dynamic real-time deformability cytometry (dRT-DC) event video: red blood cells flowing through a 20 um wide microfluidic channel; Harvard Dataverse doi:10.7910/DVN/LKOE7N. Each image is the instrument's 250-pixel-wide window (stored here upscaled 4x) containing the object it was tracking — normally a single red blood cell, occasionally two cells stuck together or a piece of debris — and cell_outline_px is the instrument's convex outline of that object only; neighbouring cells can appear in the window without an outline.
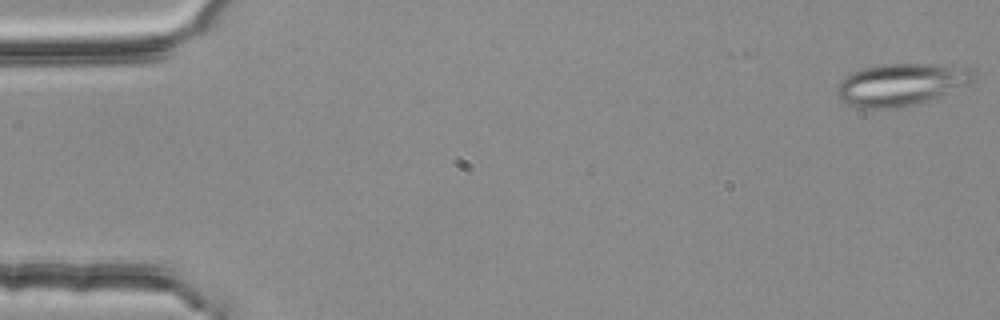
{"species": "common noctule bat (a hibernating species)", "species_latin": "Nyctalus noctula", "temperature_condition": "room temperature", "stored_images_in_passage": 4, "camera_frame_rate_fps": 3000, "um_per_image_px": 0.085, "animal": {"sex": "female", "body_mass_g": 25.1}, "frame": {"image": 1, "passage_image": 1, "time_ms": 0.0, "image_size_px": [1000, 320], "cell_outline_px": [[976, 80], [936, 100], [920, 104], [900, 108], [852, 108], [840, 100], [836, 92], [836, 88], [840, 80], [852, 72], [860, 68], [884, 64], [964, 64], [976, 68]], "centroid_in_image_um": [76.69, 7.18], "position_along_channel_um": 8.3, "area_um2": 35.14}}